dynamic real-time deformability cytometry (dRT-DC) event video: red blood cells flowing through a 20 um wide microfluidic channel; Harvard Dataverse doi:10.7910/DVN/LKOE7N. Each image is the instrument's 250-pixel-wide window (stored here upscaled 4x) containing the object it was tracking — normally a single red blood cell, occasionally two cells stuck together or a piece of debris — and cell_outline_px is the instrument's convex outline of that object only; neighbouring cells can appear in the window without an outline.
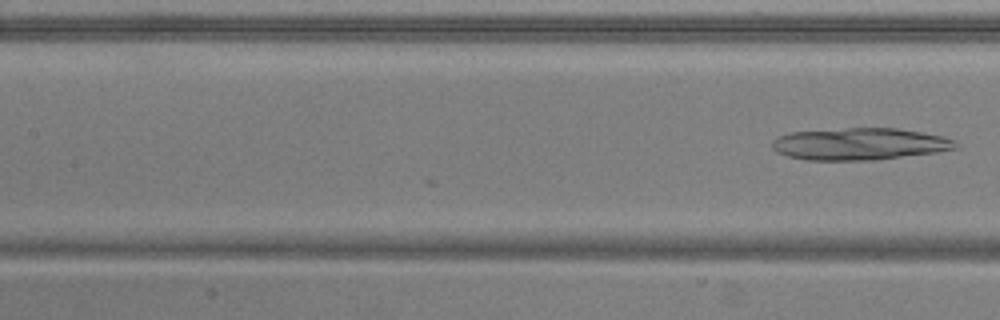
{"species": "common noctule bat (a hibernating species)", "species_latin": "Nyctalus noctula", "temperature_condition": "warm", "stored_images_in_passage": 5, "camera_frame_rate_fps": 3000, "um_per_image_px": 0.085, "animal": {"sex": "male", "body_mass_g": 20.5, "forearm_length_mm": 52.5}, "frame": {"image": 1, "passage_image": 5, "time_ms": 1.333, "image_size_px": [1000, 320], "cell_outline_px": [[960, 148], [936, 152], [876, 160], [808, 160], [788, 156], [776, 152], [772, 148], [772, 140], [780, 136], [792, 132], [848, 128], [896, 128], [920, 132], [940, 136], [956, 140]], "centroid_in_image_um": [73.09, 12.24], "position_along_channel_um": 134.3, "area_um2": 34.16}}